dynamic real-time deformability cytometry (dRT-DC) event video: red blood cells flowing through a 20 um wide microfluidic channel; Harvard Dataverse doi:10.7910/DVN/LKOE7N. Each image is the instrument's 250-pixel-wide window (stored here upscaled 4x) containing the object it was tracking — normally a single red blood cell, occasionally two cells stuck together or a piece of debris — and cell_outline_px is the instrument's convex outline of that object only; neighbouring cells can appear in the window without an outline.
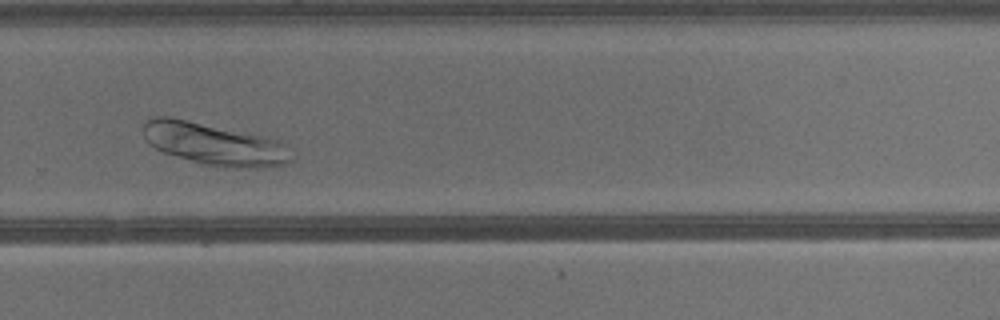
{"species": "common noctule bat (a hibernating species)", "species_latin": "Nyctalus noctula", "temperature_condition": "warm", "stored_images_in_passage": 26, "camera_frame_rate_fps": 3000, "um_per_image_px": 0.085, "animal": {"sex": "male", "body_mass_g": 13.3}, "frame": {"image": 1, "passage_image": 19, "time_ms": 6.0, "image_size_px": [1000, 320], "cell_outline_px": [[296, 156], [288, 164], [264, 168], [224, 168], [200, 164], [164, 152], [148, 144], [144, 140], [144, 124], [148, 120], [156, 116], [172, 116], [268, 136], [280, 140]], "centroid_in_image_um": [18.28, 12.25], "position_along_channel_um": 311.5, "area_um2": 37.45}}